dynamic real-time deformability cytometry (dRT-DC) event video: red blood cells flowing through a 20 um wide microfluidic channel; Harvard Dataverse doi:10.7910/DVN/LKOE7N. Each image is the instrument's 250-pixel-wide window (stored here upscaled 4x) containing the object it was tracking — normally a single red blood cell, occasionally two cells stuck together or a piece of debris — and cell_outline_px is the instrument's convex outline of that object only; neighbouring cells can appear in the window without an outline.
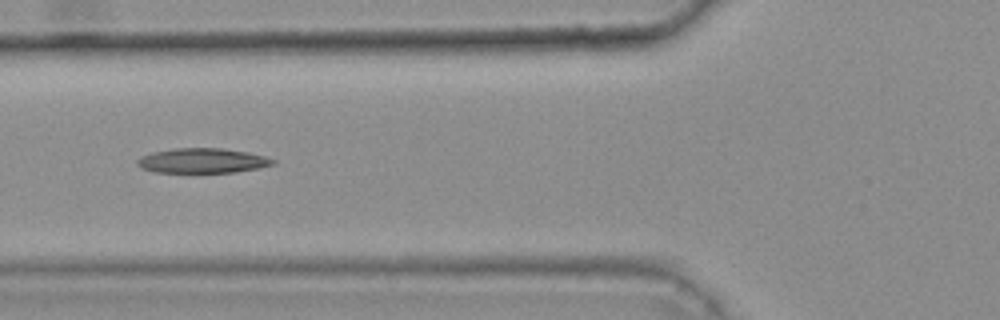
{"species": "common noctule bat (a hibernating species)", "species_latin": "Nyctalus noctula", "temperature_condition": "warm", "stored_images_in_passage": 46, "camera_frame_rate_fps": 3000, "um_per_image_px": 0.085, "animal": {"sex": "female", "body_mass_g": 25.1}, "frame": {"image": 1, "passage_image": 20, "time_ms": 6.333, "image_size_px": [1000, 320], "cell_outline_px": [[276, 164], [260, 168], [236, 172], [156, 172], [140, 168], [136, 164], [136, 160], [152, 152], [176, 148], [224, 148], [248, 152], [264, 156], [276, 160]], "centroid_in_image_um": [17.24, 13.66], "position_along_channel_um": 108.6, "area_um2": 19.65}}